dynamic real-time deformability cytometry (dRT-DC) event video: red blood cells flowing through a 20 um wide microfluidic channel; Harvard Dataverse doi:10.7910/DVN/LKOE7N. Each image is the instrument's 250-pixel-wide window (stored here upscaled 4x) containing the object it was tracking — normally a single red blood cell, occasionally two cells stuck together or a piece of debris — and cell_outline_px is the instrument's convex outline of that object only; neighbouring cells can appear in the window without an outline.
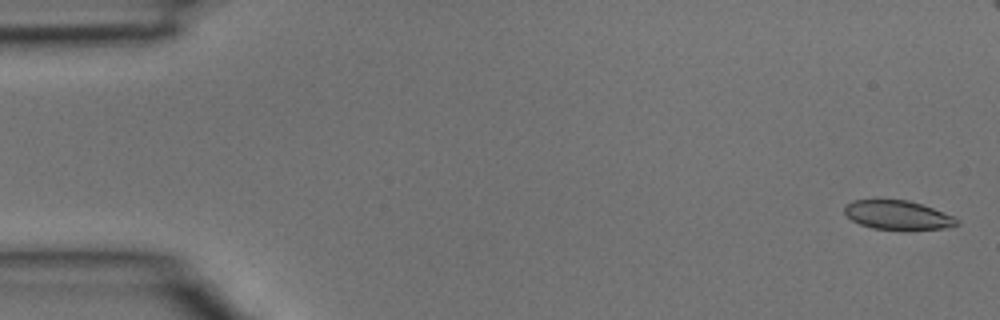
{"species": "common noctule bat (a hibernating species)", "species_latin": "Nyctalus noctula", "temperature_condition": "room temperature", "stored_images_in_passage": 7, "camera_frame_rate_fps": 3000, "um_per_image_px": 0.085, "animal": {"sex": "male", "body_mass_g": 15.6}, "frame": {"image": 1, "passage_image": 1, "time_ms": 0.0, "image_size_px": [1000, 320], "cell_outline_px": [[960, 224], [944, 228], [872, 228], [860, 224], [852, 220], [844, 212], [844, 204], [852, 200], [880, 196], [908, 200], [932, 208], [952, 216], [960, 220]], "centroid_in_image_um": [76.2, 18.2], "position_along_channel_um": 8.8, "area_um2": 19.25}}